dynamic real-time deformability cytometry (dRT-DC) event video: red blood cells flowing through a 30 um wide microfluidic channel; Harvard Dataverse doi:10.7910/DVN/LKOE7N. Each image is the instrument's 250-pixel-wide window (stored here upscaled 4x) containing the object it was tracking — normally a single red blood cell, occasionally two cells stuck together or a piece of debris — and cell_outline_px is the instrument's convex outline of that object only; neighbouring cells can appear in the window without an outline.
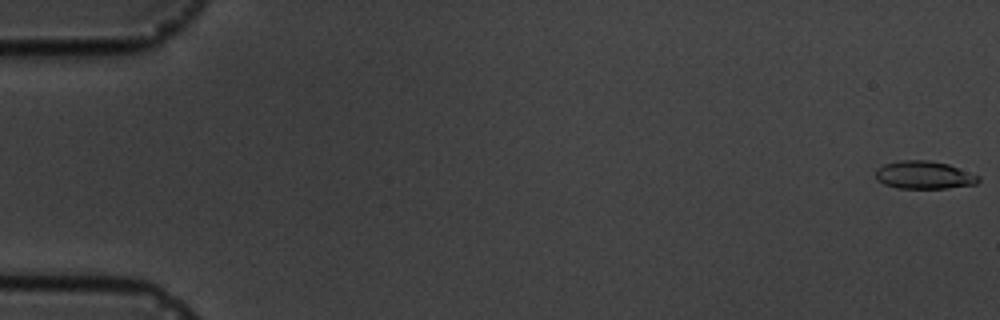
{"species": "common noctule bat (a hibernating species)", "species_latin": "Nyctalus noctula", "temperature_condition": "cold", "stored_images_in_passage": 4, "camera_frame_rate_fps": 3000, "um_per_image_px": 0.085, "animal": {"sex": "male", "body_mass_g": 19.5, "forearm_length_mm": 54.6}, "frame": {"image": 1, "passage_image": 1, "time_ms": 0.0, "image_size_px": [1000, 320], "cell_outline_px": [[980, 180], [976, 184], [948, 188], [896, 188], [884, 184], [876, 180], [876, 168], [884, 164], [900, 160], [928, 160], [948, 164], [980, 176]], "centroid_in_image_um": [78.53, 14.88], "position_along_channel_um": 6.5, "area_um2": 16.76}}